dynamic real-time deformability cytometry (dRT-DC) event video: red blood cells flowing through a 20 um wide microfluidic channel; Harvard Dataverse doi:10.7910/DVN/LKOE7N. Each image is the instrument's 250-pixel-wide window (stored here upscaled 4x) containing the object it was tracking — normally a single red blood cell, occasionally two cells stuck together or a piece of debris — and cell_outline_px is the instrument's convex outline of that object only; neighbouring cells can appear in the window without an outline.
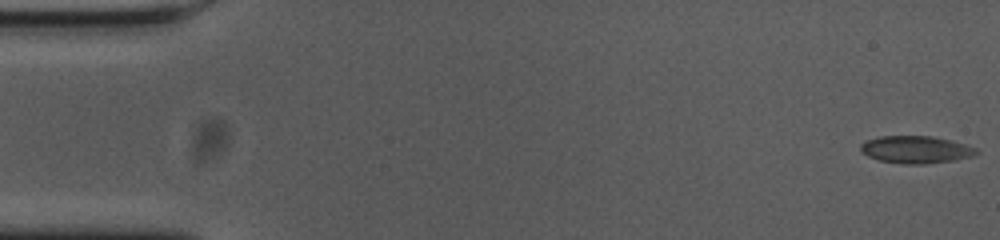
{"species": "common noctule bat (a hibernating species)", "species_latin": "Nyctalus noctula", "temperature_condition": "cold", "stored_images_in_passage": 55, "camera_frame_rate_fps": 3000, "um_per_image_px": 0.085, "animal": {"sex": "female", "body_mass_g": 23.0, "forearm_length_mm": 53.4}, "frame": {"image": 1, "passage_image": 1, "time_ms": 0.0, "image_size_px": [1000, 240], "cell_outline_px": [[980, 152], [972, 156], [956, 160], [924, 164], [904, 164], [880, 160], [868, 156], [860, 152], [860, 144], [864, 140], [880, 136], [932, 136], [964, 144], [976, 148]], "centroid_in_image_um": [77.82, 12.71], "position_along_channel_um": 7.2, "area_um2": 18.5}}
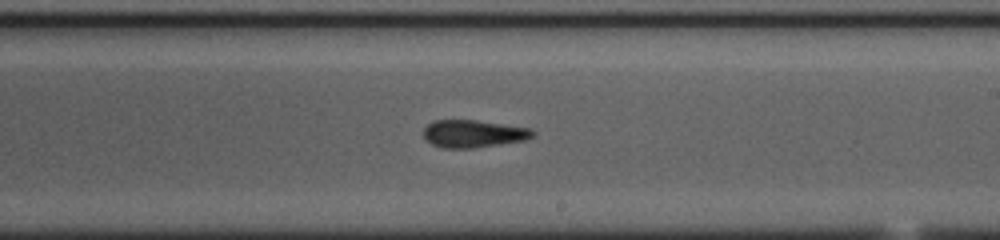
{"frame": {"image": 2, "passage_image": 32, "time_ms": 10.333, "image_size_px": [1000, 240], "cell_outline_px": [[536, 132], [532, 136], [524, 140], [472, 148], [444, 148], [432, 144], [424, 136], [424, 128], [432, 120], [476, 120], [532, 128]], "centroid_in_image_um": [40.24, 11.35], "position_along_channel_um": 248.8, "area_um2": 17.4}}
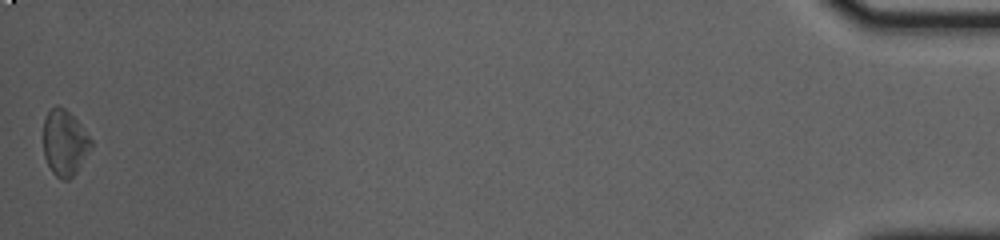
{"frame": {"image": 3, "passage_image": 55, "time_ms": 18.0, "image_size_px": [1000, 240], "cell_outline_px": [[92, 144], [76, 172], [68, 180], [60, 180], [52, 172], [44, 156], [44, 120], [48, 112], [56, 104], [64, 108], [76, 120], [92, 140]], "centroid_in_image_um": [5.47, 12.15], "position_along_channel_um": 429.7, "area_um2": 17.86}, "authors_computed_cell_mechanics": {"area_um2": 17.629, "velocity_mm_per_s": 3.6702, "shape_relaxation_time_tau1_ms": null, "shape_relaxation_time_tau2_ms": 5.1695, "deformation_change_tau1": null, "deformation_change_tau2": 0.1237}}